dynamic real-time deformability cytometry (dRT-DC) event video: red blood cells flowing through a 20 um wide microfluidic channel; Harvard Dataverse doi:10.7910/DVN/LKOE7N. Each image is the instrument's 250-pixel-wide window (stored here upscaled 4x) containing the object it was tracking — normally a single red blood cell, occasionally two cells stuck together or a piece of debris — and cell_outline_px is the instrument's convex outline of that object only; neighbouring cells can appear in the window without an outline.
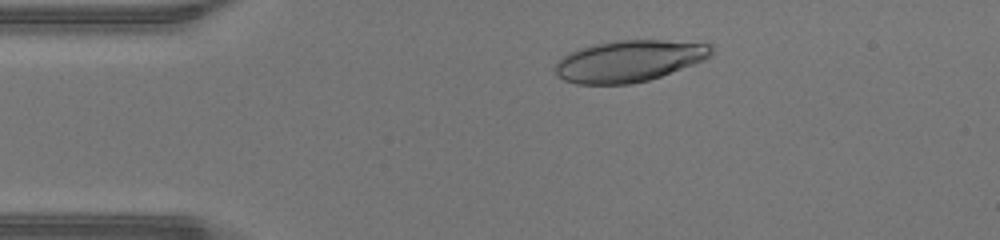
{"species": "human", "species_latin": "Homo sapiens", "temperature_condition": "warm", "stored_images_in_passage": 45, "camera_frame_rate_fps": 3000, "um_per_image_px": 0.085, "donor": {"sex": "male"}, "frame": {"image": 1, "passage_image": 7, "time_ms": 2.0, "image_size_px": [1000, 240], "cell_outline_px": [[712, 52], [704, 60], [660, 76], [648, 80], [632, 84], [576, 84], [564, 80], [556, 76], [556, 64], [568, 52], [592, 44], [620, 40], [660, 40], [708, 44], [712, 48]], "centroid_in_image_um": [53.42, 5.19], "position_along_channel_um": 31.6, "area_um2": 37.4}}
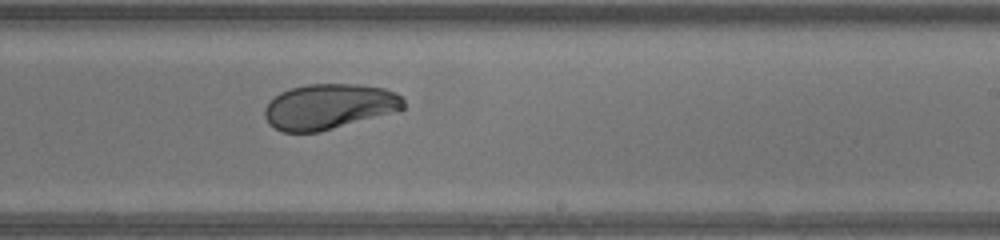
{"frame": {"image": 2, "passage_image": 26, "time_ms": 8.333, "image_size_px": [1000, 240], "cell_outline_px": [[404, 108], [400, 112], [320, 132], [284, 132], [268, 124], [264, 116], [264, 108], [280, 92], [292, 88], [308, 84], [356, 84], [384, 88], [396, 92], [404, 100]], "centroid_in_image_um": [28.02, 9.07], "position_along_channel_um": 261.0, "area_um2": 37.11}}
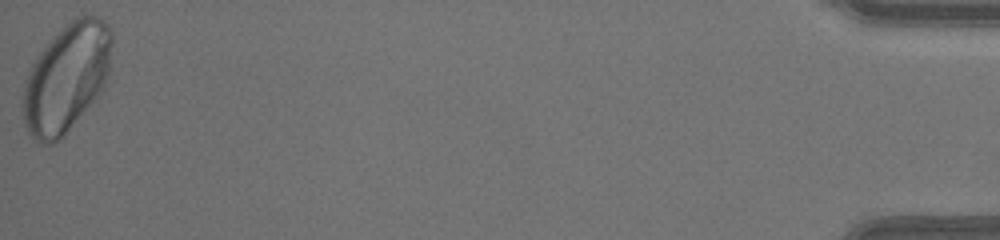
{"frame": {"image": 3, "passage_image": 45, "time_ms": 14.667, "image_size_px": [1000, 240], "cell_outline_px": [[112, 44], [108, 76], [100, 92], [64, 136], [60, 140], [52, 144], [40, 144], [32, 140], [24, 124], [20, 104], [24, 84], [28, 72], [36, 56], [52, 36], [60, 28], [76, 16], [100, 16], [112, 28]], "centroid_in_image_um": [5.62, 6.62], "position_along_channel_um": 429.6, "area_um2": 56.99}, "authors_computed_cell_mechanics": {"area_um2": 38.6104, "velocity_mm_per_s": 4.3692, "shape_relaxation_time_tau1_ms": 4.3964, "shape_relaxation_time_tau2_ms": 0.7975, "deformation_change_tau1": 0.1796, "deformation_change_tau2": 0.0501}}